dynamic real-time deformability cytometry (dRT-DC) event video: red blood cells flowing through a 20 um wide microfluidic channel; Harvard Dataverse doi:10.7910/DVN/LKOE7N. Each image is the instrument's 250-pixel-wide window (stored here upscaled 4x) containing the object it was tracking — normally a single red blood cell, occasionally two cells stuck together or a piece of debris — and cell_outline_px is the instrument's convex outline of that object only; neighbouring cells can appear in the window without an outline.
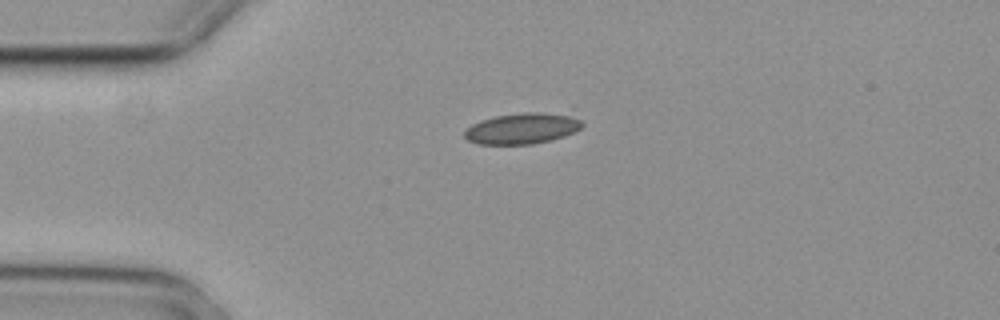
{"species": "common noctule bat (a hibernating species)", "species_latin": "Nyctalus noctula", "temperature_condition": "cold", "stored_images_in_passage": 4, "camera_frame_rate_fps": 3000, "um_per_image_px": 0.085, "animal": {"sex": "female", "body_mass_g": 29.2, "forearm_length_mm": 56.3}, "frame": {"image": 1, "passage_image": 1, "time_ms": 0.0, "image_size_px": [1000, 320], "cell_outline_px": [[584, 124], [576, 132], [552, 140], [532, 144], [480, 144], [468, 140], [464, 136], [464, 132], [472, 124], [480, 120], [496, 116], [524, 112], [544, 112], [568, 116], [580, 120]], "centroid_in_image_um": [44.38, 10.92], "position_along_channel_um": 40.6, "area_um2": 21.04}}
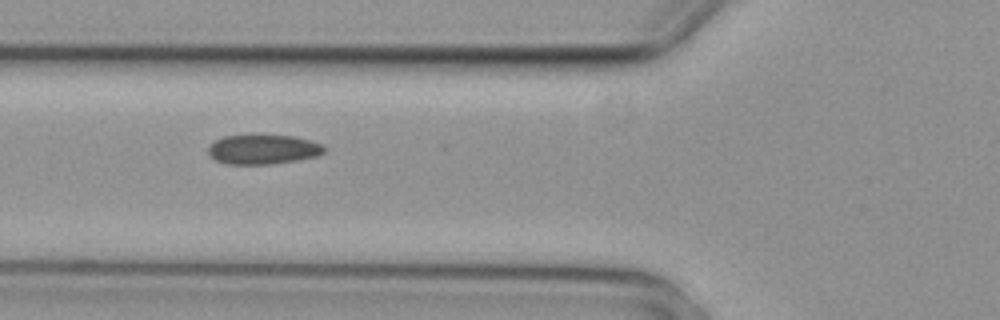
{"frame": {"image": 2, "passage_image": 3, "time_ms": 0.667, "image_size_px": [1000, 320], "cell_outline_px": [[328, 148], [324, 152], [316, 156], [296, 160], [272, 164], [228, 164], [216, 160], [208, 152], [208, 148], [216, 140], [224, 136], [292, 136], [308, 140], [320, 144]], "centroid_in_image_um": [22.38, 12.71], "position_along_channel_um": 103.4, "area_um2": 19.54}}
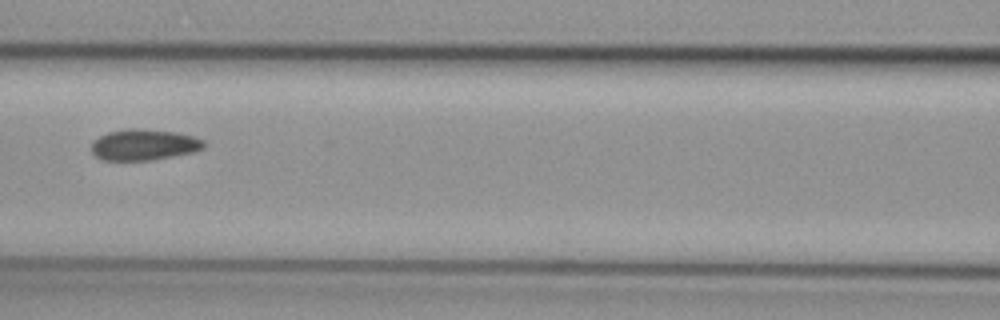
{"frame": {"image": 3, "passage_image": 4, "time_ms": 1.0, "image_size_px": [1000, 320], "cell_outline_px": [[208, 144], [204, 148], [196, 152], [152, 160], [104, 160], [96, 156], [92, 152], [92, 140], [108, 132], [124, 128], [140, 128], [176, 132], [192, 136], [204, 140]], "centroid_in_image_um": [12.27, 12.29], "position_along_channel_um": 154.3, "area_um2": 20.63}}